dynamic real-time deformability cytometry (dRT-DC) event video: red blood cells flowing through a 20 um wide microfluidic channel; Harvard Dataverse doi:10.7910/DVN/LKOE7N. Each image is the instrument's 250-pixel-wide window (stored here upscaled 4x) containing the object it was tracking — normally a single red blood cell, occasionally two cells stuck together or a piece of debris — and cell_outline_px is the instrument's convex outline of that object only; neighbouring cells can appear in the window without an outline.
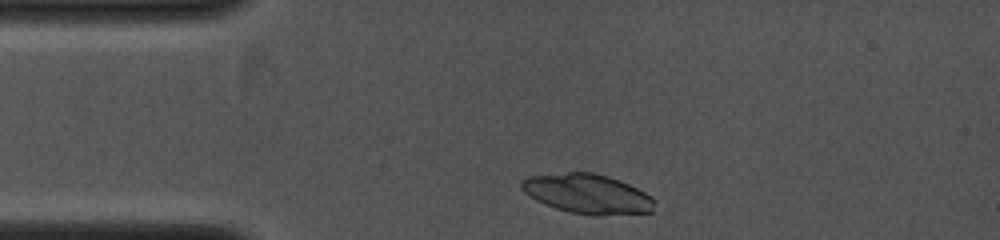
{"species": "common noctule bat (a hibernating species)", "species_latin": "Nyctalus noctula", "temperature_condition": "cold", "stored_images_in_passage": 9, "camera_frame_rate_fps": 4000, "um_per_image_px": 0.085, "animal": {"sex": "female", "body_mass_g": 19.0, "forearm_length_mm": 53.3}, "frame": {"image": 1, "passage_image": 2, "time_ms": 0.25, "image_size_px": [1000, 240], "cell_outline_px": [[656, 200], [652, 212], [596, 216], [592, 216], [568, 212], [544, 204], [536, 200], [524, 192], [520, 188], [520, 180], [528, 176], [568, 172], [596, 172], [620, 180], [652, 196]], "centroid_in_image_um": [49.93, 16.48], "position_along_channel_um": 35.1, "area_um2": 31.04}}